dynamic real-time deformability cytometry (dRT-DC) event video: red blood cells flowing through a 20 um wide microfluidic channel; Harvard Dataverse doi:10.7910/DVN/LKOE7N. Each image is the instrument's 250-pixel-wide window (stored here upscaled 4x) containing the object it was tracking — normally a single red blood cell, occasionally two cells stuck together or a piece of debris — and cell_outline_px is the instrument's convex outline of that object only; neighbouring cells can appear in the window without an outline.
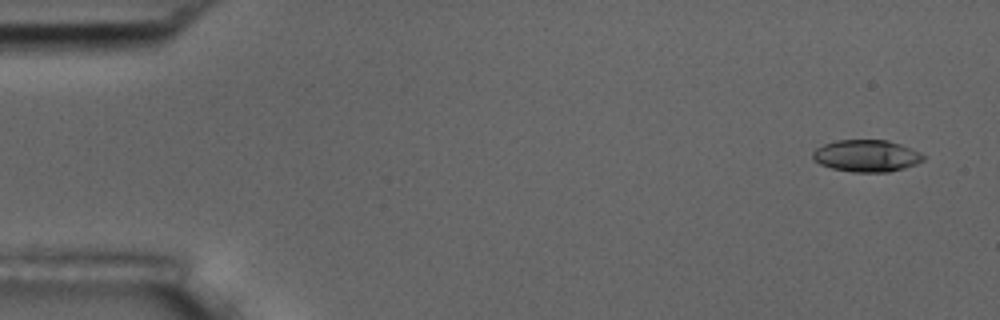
{"species": "common noctule bat (a hibernating species)", "species_latin": "Nyctalus noctula", "temperature_condition": "room temperature", "stored_images_in_passage": 54, "camera_frame_rate_fps": 3000, "um_per_image_px": 0.085, "animal": {"sex": "male", "body_mass_g": 17.5, "forearm_length_mm": 52.3}, "frame": {"image": 1, "passage_image": 3, "time_ms": 0.667, "image_size_px": [1000, 320], "cell_outline_px": [[924, 160], [916, 164], [904, 168], [888, 172], [852, 172], [832, 168], [820, 164], [812, 160], [812, 152], [816, 148], [824, 144], [836, 140], [888, 140], [900, 144], [920, 152], [924, 156]], "centroid_in_image_um": [73.63, 13.24], "position_along_channel_um": 11.4, "area_um2": 20.63}}
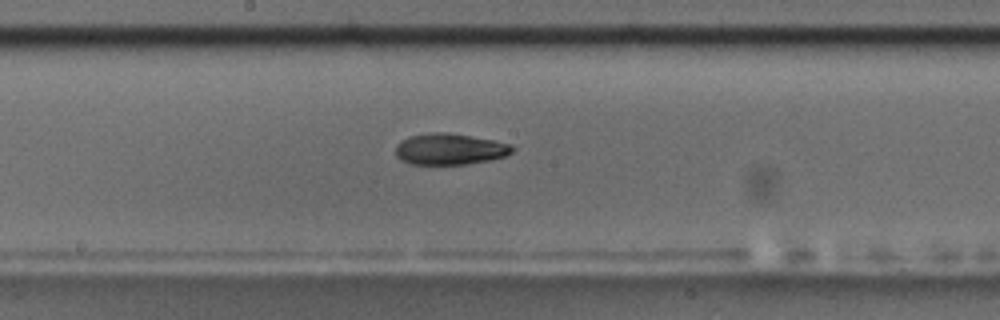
{"frame": {"image": 2, "passage_image": 29, "time_ms": 9.333, "image_size_px": [1000, 320], "cell_outline_px": [[516, 148], [512, 152], [504, 156], [492, 160], [464, 164], [412, 164], [400, 160], [396, 156], [396, 144], [400, 140], [408, 136], [432, 132], [448, 132], [492, 140], [512, 144]], "centroid_in_image_um": [38.22, 12.67], "position_along_channel_um": 210.0, "area_um2": 21.39}}
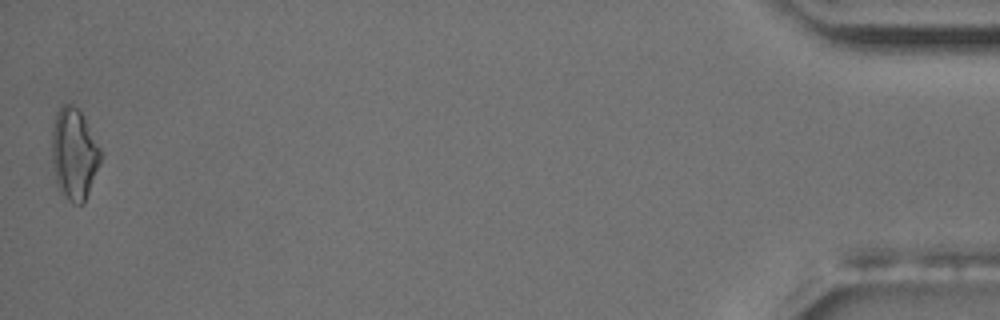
{"frame": {"image": 3, "passage_image": 54, "time_ms": 17.667, "image_size_px": [1000, 320], "cell_outline_px": [[100, 164], [84, 204], [72, 204], [60, 192], [56, 180], [52, 164], [52, 132], [56, 112], [64, 104], [72, 104], [80, 112], [100, 148]], "centroid_in_image_um": [6.28, 13.13], "position_along_channel_um": 428.9, "area_um2": 25.66}, "authors_computed_cell_mechanics": {"area_um2": 21.0681, "velocity_mm_per_s": 3.7357, "shape_relaxation_time_tau1_ms": 6.4173, "shape_relaxation_time_tau2_ms": null, "deformation_change_tau1": 0.1763, "deformation_change_tau2": null}}